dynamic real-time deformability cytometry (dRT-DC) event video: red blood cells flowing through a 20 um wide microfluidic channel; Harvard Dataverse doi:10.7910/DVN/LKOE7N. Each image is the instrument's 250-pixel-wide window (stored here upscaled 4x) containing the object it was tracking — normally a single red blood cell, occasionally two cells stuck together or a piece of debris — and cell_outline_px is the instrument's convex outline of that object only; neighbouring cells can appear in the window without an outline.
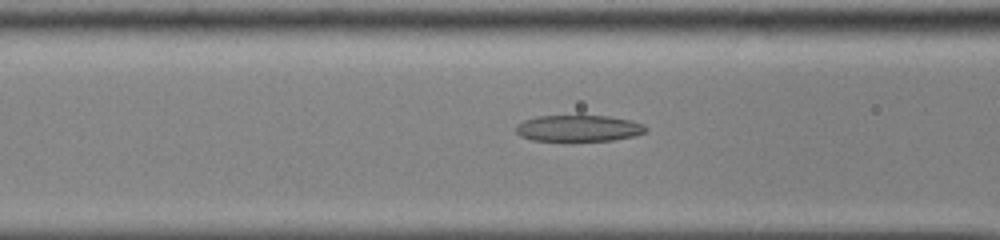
{"species": "common noctule bat (a hibernating species)", "species_latin": "Nyctalus noctula", "temperature_condition": "cold", "stored_images_in_passage": 55, "camera_frame_rate_fps": 3000, "um_per_image_px": 0.085, "animal": {"sex": "male", "body_mass_g": 13.0, "forearm_length_mm": 53.1}, "frame": {"image": 1, "passage_image": 24, "time_ms": 7.667, "image_size_px": [1000, 240], "cell_outline_px": [[648, 128], [644, 132], [636, 136], [612, 140], [568, 144], [532, 140], [520, 136], [516, 132], [516, 124], [524, 120], [536, 116], [608, 116], [628, 120], [644, 124]], "centroid_in_image_um": [49.13, 10.96], "position_along_channel_um": 117.5, "area_um2": 20.92}}
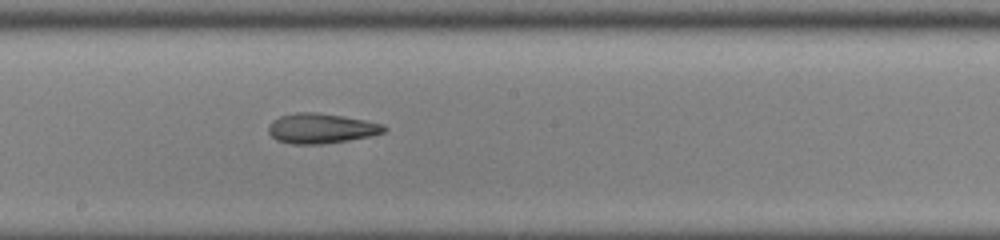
{"frame": {"image": 2, "passage_image": 32, "time_ms": 10.333, "image_size_px": [1000, 240], "cell_outline_px": [[388, 128], [384, 132], [372, 136], [348, 140], [320, 144], [292, 144], [276, 140], [268, 132], [268, 124], [272, 120], [280, 116], [296, 112], [316, 112], [344, 116], [384, 124]], "centroid_in_image_um": [27.29, 10.91], "position_along_channel_um": 220.9, "area_um2": 20.35}}
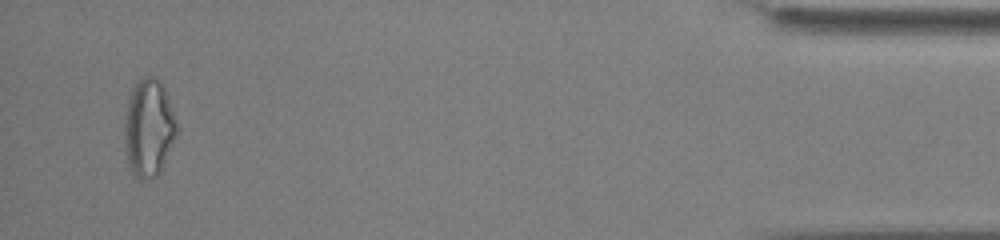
{"frame": {"image": 3, "passage_image": 53, "time_ms": 17.333, "image_size_px": [1000, 240], "cell_outline_px": [[176, 136], [160, 172], [156, 176], [136, 176], [132, 172], [128, 160], [124, 136], [124, 124], [128, 96], [132, 84], [136, 80], [144, 76], [156, 76], [164, 84], [176, 116]], "centroid_in_image_um": [12.65, 10.74], "position_along_channel_um": 422.6, "area_um2": 29.82}, "authors_computed_cell_mechanics": {"area_um2": 22.6576, "velocity_mm_per_s": 3.8748, "shape_relaxation_time_tau1_ms": 6.0951, "shape_relaxation_time_tau2_ms": 3.5468, "deformation_change_tau1": 0.1753, "deformation_change_tau2": 0.1458}}